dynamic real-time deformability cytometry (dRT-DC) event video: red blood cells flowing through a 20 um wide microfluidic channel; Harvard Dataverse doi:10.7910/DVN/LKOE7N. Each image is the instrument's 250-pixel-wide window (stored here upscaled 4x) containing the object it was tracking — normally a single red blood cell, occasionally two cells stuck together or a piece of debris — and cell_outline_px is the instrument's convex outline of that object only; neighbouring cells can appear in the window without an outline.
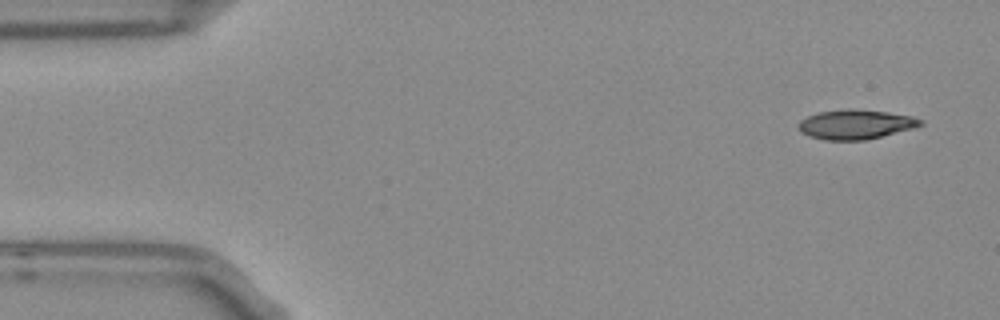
{"species": "Egyptian fruit bat (a non-hibernating species)", "species_latin": "Rousettus aegyptiacus", "temperature_condition": "room temperature", "stored_images_in_passage": 51, "camera_frame_rate_fps": 3000, "um_per_image_px": 0.085, "frame": {"image": 1, "passage_image": 1, "time_ms": 0.0, "image_size_px": [1000, 320], "cell_outline_px": [[924, 124], [916, 128], [864, 140], [824, 140], [808, 136], [800, 132], [796, 128], [796, 124], [800, 120], [808, 116], [820, 112], [848, 108], [852, 108], [888, 112], [912, 116], [924, 120]], "centroid_in_image_um": [72.72, 10.57], "position_along_channel_um": 12.3, "area_um2": 21.33}}
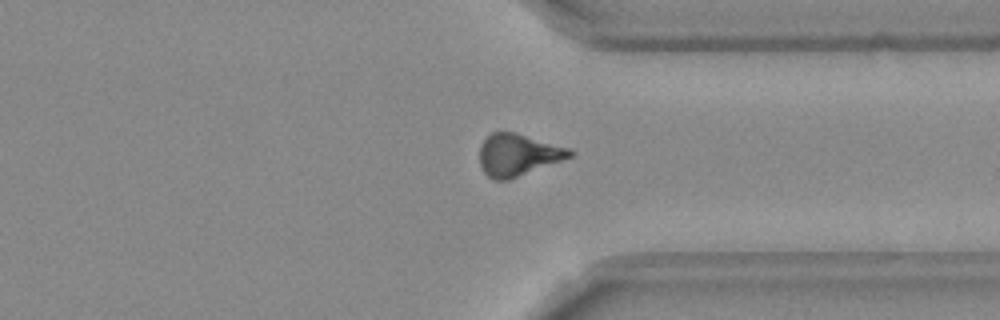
{"frame": {"image": 2, "passage_image": 38, "time_ms": 12.333, "image_size_px": [1000, 320], "cell_outline_px": [[576, 152], [572, 156], [508, 180], [496, 180], [488, 176], [484, 172], [480, 164], [480, 144], [492, 132], [512, 132], [572, 148]], "centroid_in_image_um": [44.04, 13.16], "position_along_channel_um": 367.4, "area_um2": 21.85}}
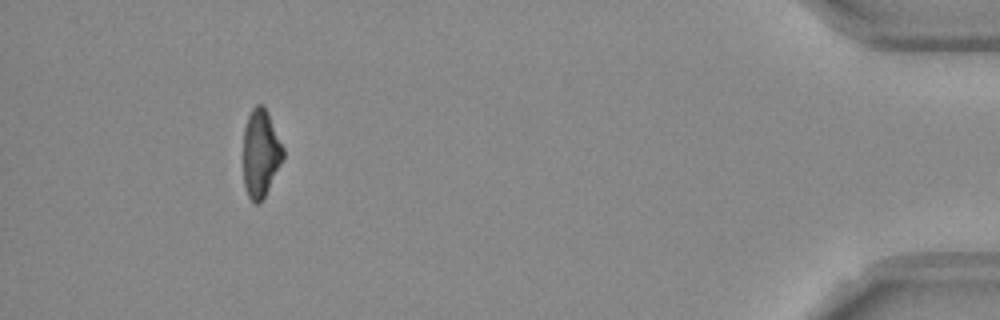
{"frame": {"image": 3, "passage_image": 47, "time_ms": 15.333, "image_size_px": [1000, 320], "cell_outline_px": [[284, 156], [264, 196], [256, 204], [248, 196], [244, 184], [244, 128], [248, 116], [252, 108], [256, 104], [264, 104], [268, 112], [284, 148]], "centroid_in_image_um": [22.15, 12.96], "position_along_channel_um": 413.0, "area_um2": 20.06}}